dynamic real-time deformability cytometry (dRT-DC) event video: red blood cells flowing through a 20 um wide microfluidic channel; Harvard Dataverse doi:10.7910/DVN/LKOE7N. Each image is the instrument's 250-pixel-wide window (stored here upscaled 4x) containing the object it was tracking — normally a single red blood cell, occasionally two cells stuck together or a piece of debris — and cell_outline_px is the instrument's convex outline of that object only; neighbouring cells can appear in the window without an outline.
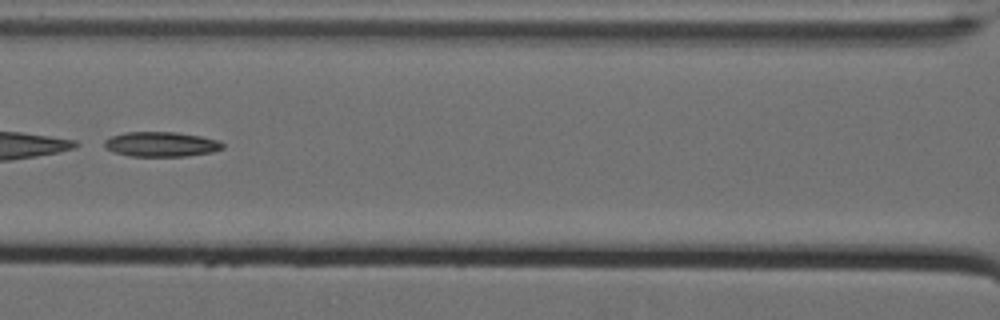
{"species": "Egyptian fruit bat (a non-hibernating species)", "species_latin": "Rousettus aegyptiacus", "temperature_condition": "cold", "stored_images_in_passage": 42, "camera_frame_rate_fps": 3000, "um_per_image_px": 0.085, "animal": {"sex": "female"}, "frame": {"image": 1, "passage_image": 13, "time_ms": 4.0, "image_size_px": [1000, 320], "cell_outline_px": [[224, 148], [212, 152], [184, 156], [128, 156], [112, 152], [104, 148], [104, 140], [112, 136], [124, 132], [176, 132], [200, 136], [216, 140], [224, 144]], "centroid_in_image_um": [13.65, 12.26], "position_along_channel_um": 153.0, "area_um2": 17.17}, "authors_computed_cell_mechanics": {"area_um2": 17.3111, "velocity_mm_per_s": 3.5157, "shape_relaxation_time_tau1_ms": 1.2973, "shape_relaxation_time_tau2_ms": null, "deformation_change_tau1": 0.2536, "deformation_change_tau2": null}}